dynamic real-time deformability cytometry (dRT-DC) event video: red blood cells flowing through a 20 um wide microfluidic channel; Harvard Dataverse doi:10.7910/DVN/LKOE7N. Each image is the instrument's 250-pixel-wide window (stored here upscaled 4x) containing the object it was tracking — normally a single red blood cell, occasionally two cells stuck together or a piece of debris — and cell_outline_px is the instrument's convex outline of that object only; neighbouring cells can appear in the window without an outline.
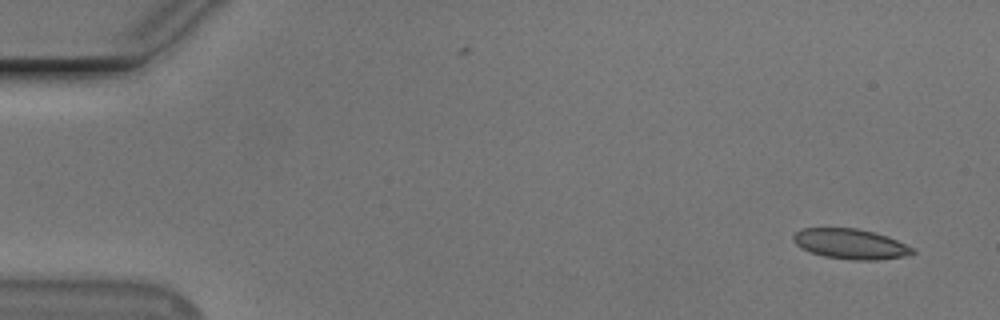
{"species": "Egyptian fruit bat (a non-hibernating species)", "species_latin": "Rousettus aegyptiacus", "temperature_condition": "cold", "stored_images_in_passage": 18, "camera_frame_rate_fps": 3000, "um_per_image_px": 0.085, "animal": {"sex": "male"}, "frame": {"image": 1, "passage_image": 3, "time_ms": 0.667, "image_size_px": [1000, 320], "cell_outline_px": [[916, 252], [904, 256], [876, 260], [852, 260], [824, 256], [800, 248], [792, 240], [792, 236], [800, 228], [856, 228], [888, 236], [916, 248]], "centroid_in_image_um": [72.3, 20.73], "position_along_channel_um": 12.7, "area_um2": 21.04}}
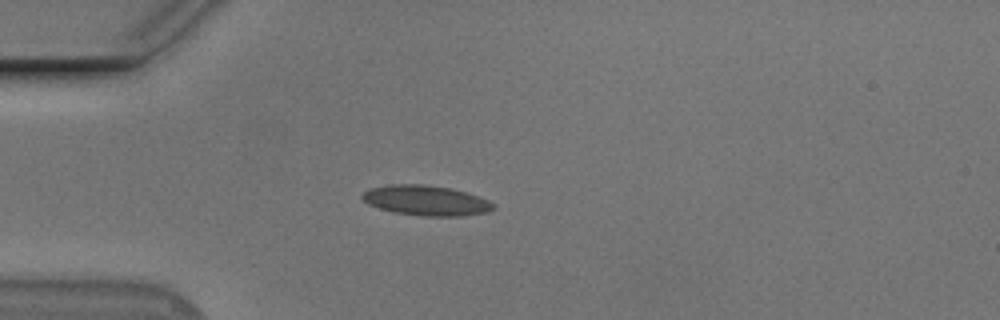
{"frame": {"image": 2, "passage_image": 15, "time_ms": 4.667, "image_size_px": [1000, 320], "cell_outline_px": [[496, 208], [488, 212], [464, 216], [420, 216], [392, 212], [368, 204], [360, 196], [368, 188], [392, 184], [424, 184], [452, 188], [488, 200], [496, 204]], "centroid_in_image_um": [36.22, 17.04], "position_along_channel_um": 48.8, "area_um2": 23.18}}